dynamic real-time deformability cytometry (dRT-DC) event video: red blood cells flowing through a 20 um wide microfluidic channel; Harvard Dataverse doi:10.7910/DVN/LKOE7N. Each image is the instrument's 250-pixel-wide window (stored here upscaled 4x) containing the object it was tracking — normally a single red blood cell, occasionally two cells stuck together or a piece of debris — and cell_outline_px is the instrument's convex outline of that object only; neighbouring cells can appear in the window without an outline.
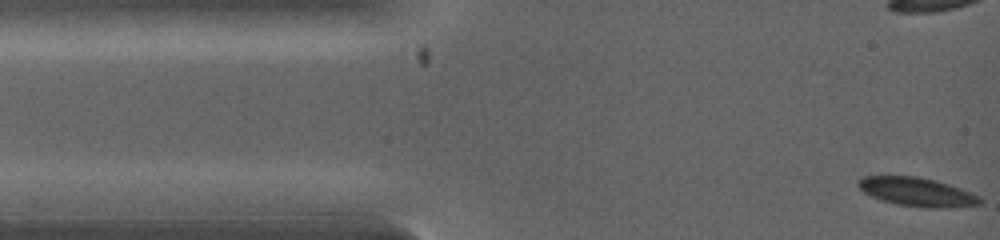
{"species": "common noctule bat (a hibernating species)", "species_latin": "Nyctalus noctula", "temperature_condition": "warm", "stored_images_in_passage": 10, "camera_frame_rate_fps": 5000, "um_per_image_px": 0.085, "animal": {"sex": "female", "body_mass_g": 19.0, "forearm_length_mm": 53.3}, "frame": {"image": 1, "passage_image": 1, "time_ms": 0.0, "image_size_px": [1000, 240], "cell_outline_px": [[984, 200], [980, 204], [952, 208], [928, 208], [896, 204], [880, 200], [864, 192], [856, 184], [864, 176], [916, 176], [936, 180], [960, 188], [980, 196]], "centroid_in_image_um": [77.98, 16.32], "position_along_channel_um": 7.0, "area_um2": 20.46}}
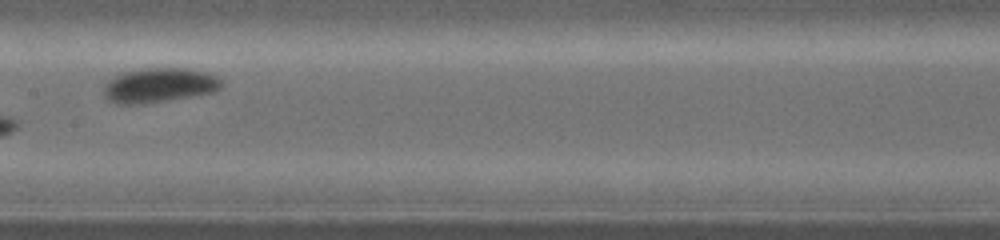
{"frame": {"image": 2, "passage_image": 10, "time_ms": 4.8, "image_size_px": [1000, 240], "cell_outline_px": [[224, 84], [220, 88], [212, 92], [168, 100], [144, 104], [120, 104], [108, 100], [104, 96], [104, 84], [108, 80], [120, 72], [144, 68], [188, 68], [204, 72], [216, 76]], "centroid_in_image_um": [13.48, 7.24], "position_along_channel_um": 193.9, "area_um2": 23.76}}